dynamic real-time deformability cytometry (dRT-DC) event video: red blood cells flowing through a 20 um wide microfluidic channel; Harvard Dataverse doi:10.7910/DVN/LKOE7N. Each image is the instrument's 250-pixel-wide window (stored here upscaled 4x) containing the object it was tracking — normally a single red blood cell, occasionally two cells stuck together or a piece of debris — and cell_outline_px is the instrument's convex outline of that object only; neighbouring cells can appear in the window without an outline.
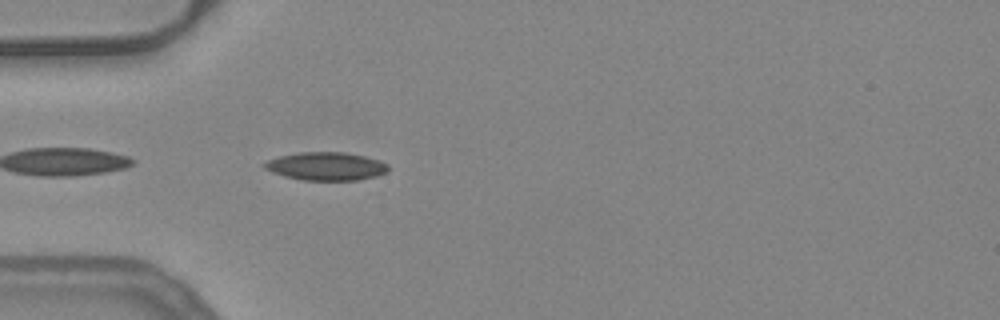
{"species": "common noctule bat (a hibernating species)", "species_latin": "Nyctalus noctula", "temperature_condition": "warm", "stored_images_in_passage": 11, "camera_frame_rate_fps": 3000, "um_per_image_px": 0.085, "animal": {"sex": "female", "body_mass_g": 24.6, "forearm_length_mm": 56.2}, "frame": {"image": 1, "passage_image": 1, "time_ms": 0.0, "image_size_px": [1000, 320], "cell_outline_px": [[388, 172], [376, 176], [356, 180], [304, 180], [284, 176], [272, 172], [264, 168], [260, 164], [268, 160], [280, 156], [300, 152], [344, 152], [364, 156], [380, 160], [388, 164]], "centroid_in_image_um": [27.71, 14.13], "position_along_channel_um": 57.3, "area_um2": 20.35}}
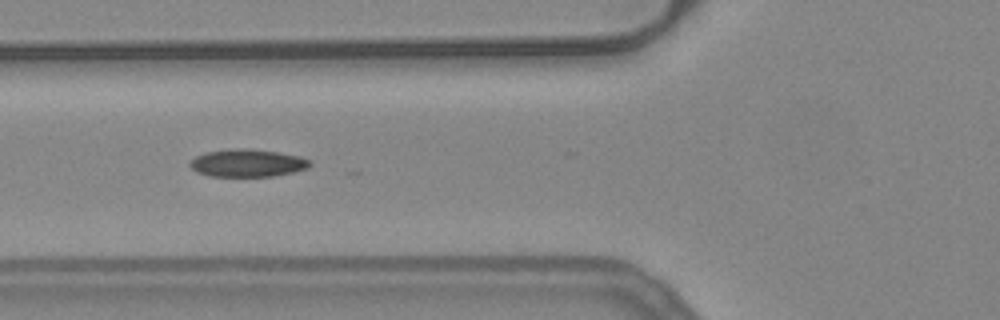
{"frame": {"image": 2, "passage_image": 5, "time_ms": 1.333, "image_size_px": [1000, 320], "cell_outline_px": [[312, 164], [308, 168], [292, 172], [272, 176], [208, 176], [196, 172], [188, 164], [196, 156], [208, 152], [240, 148], [248, 148], [276, 152], [300, 156], [308, 160]], "centroid_in_image_um": [21.03, 13.86], "position_along_channel_um": 104.8, "area_um2": 19.07}}
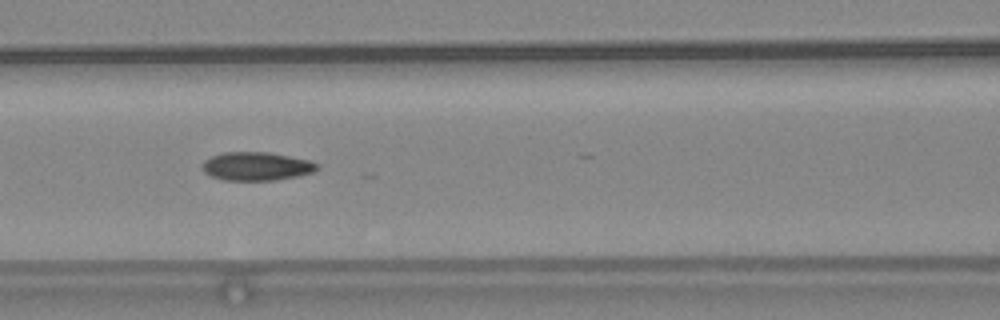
{"frame": {"image": 3, "passage_image": 8, "time_ms": 2.333, "image_size_px": [1000, 320], "cell_outline_px": [[320, 168], [312, 172], [300, 176], [276, 180], [224, 180], [212, 176], [204, 172], [204, 160], [212, 156], [224, 152], [268, 152], [308, 160], [320, 164]], "centroid_in_image_um": [21.85, 14.14], "position_along_channel_um": 144.8, "area_um2": 18.96}}